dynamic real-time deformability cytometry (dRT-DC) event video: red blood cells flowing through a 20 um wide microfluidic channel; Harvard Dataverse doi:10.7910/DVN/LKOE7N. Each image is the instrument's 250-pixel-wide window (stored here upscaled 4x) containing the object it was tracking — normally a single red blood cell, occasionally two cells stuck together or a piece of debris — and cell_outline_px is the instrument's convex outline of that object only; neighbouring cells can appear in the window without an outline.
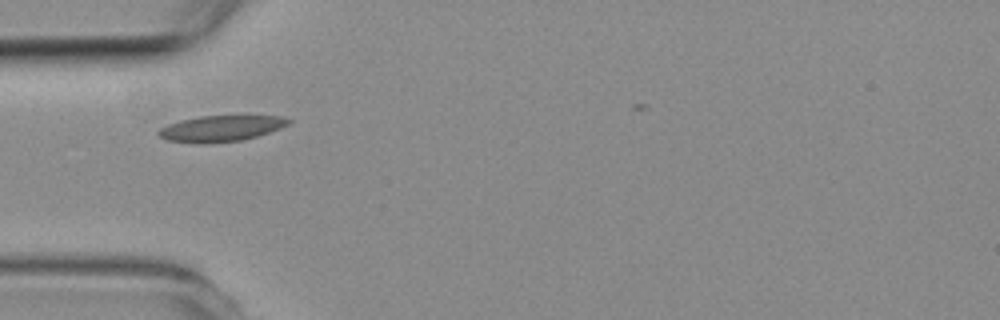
{"species": "common noctule bat (a hibernating species)", "species_latin": "Nyctalus noctula", "temperature_condition": "room temperature", "stored_images_in_passage": 3, "camera_frame_rate_fps": 3000, "um_per_image_px": 0.085, "animal": {"sex": "female", "body_mass_g": 19.3, "forearm_length_mm": 54.1}, "frame": {"image": 1, "passage_image": 1, "time_ms": 0.0, "image_size_px": [1000, 320], "cell_outline_px": [[292, 120], [288, 124], [280, 128], [256, 136], [240, 140], [200, 144], [168, 140], [156, 136], [156, 132], [160, 128], [168, 124], [180, 120], [200, 116], [284, 116]], "centroid_in_image_um": [18.72, 10.92], "position_along_channel_um": 66.3, "area_um2": 19.59}}
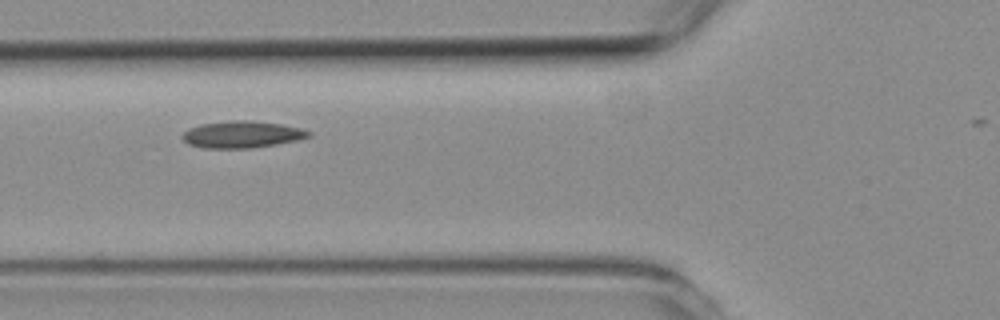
{"frame": {"image": 2, "passage_image": 2, "time_ms": 1.0, "image_size_px": [1000, 320], "cell_outline_px": [[312, 136], [300, 140], [248, 148], [204, 148], [188, 144], [180, 136], [188, 128], [200, 124], [232, 120], [252, 120], [280, 124], [300, 128], [312, 132]], "centroid_in_image_um": [20.56, 11.42], "position_along_channel_um": 105.2, "area_um2": 19.83}}
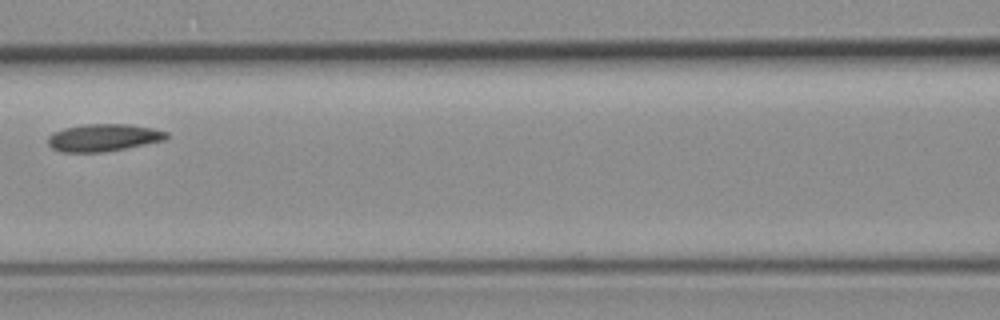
{"frame": {"image": 3, "passage_image": 3, "time_ms": 2.333, "image_size_px": [1000, 320], "cell_outline_px": [[168, 140], [104, 152], [60, 152], [52, 148], [48, 144], [48, 136], [52, 132], [64, 128], [84, 124], [128, 124], [152, 128], [168, 132]], "centroid_in_image_um": [8.8, 11.7], "position_along_channel_um": 157.8, "area_um2": 19.07}}